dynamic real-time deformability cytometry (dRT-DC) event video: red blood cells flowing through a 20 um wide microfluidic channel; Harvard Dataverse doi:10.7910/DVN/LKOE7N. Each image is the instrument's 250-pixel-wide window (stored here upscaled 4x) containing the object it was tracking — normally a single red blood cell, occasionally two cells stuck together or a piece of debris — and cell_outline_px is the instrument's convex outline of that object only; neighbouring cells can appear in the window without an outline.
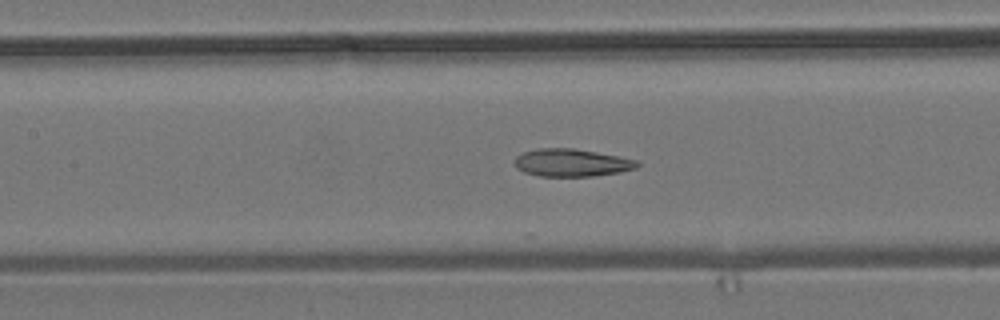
{"species": "common noctule bat (a hibernating species)", "species_latin": "Nyctalus noctula", "temperature_condition": "room temperature", "stored_images_in_passage": 29, "camera_frame_rate_fps": 3000, "um_per_image_px": 0.085, "animal": {"sex": "male", "body_mass_g": 19.2, "forearm_length_mm": 51.8}, "frame": {"image": 1, "passage_image": 24, "time_ms": 7.667, "image_size_px": [1000, 320], "cell_outline_px": [[640, 164], [636, 168], [620, 172], [592, 176], [540, 176], [524, 172], [516, 168], [512, 164], [512, 160], [516, 156], [524, 152], [536, 148], [572, 148], [596, 152], [640, 160]], "centroid_in_image_um": [48.56, 13.83], "position_along_channel_um": 158.8, "area_um2": 19.94}}
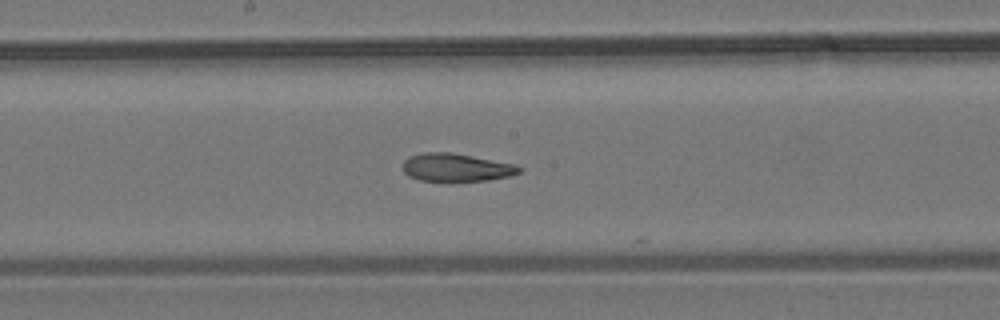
{"frame": {"image": 2, "passage_image": 28, "time_ms": 9.0, "image_size_px": [1000, 320], "cell_outline_px": [[524, 168], [520, 172], [508, 176], [488, 180], [448, 184], [420, 180], [408, 176], [404, 172], [404, 160], [408, 156], [424, 152], [452, 152], [516, 164]], "centroid_in_image_um": [38.77, 14.27], "position_along_channel_um": 209.4, "area_um2": 19.83}}